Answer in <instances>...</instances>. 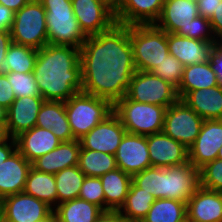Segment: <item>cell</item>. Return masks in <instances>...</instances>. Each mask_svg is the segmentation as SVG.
<instances>
[{
    "label": "cell",
    "instance_id": "6da1fadb",
    "mask_svg": "<svg viewBox=\"0 0 222 222\" xmlns=\"http://www.w3.org/2000/svg\"><path fill=\"white\" fill-rule=\"evenodd\" d=\"M80 63L83 92L113 105L126 96L136 72L129 26L116 23L108 31L87 36Z\"/></svg>",
    "mask_w": 222,
    "mask_h": 222
},
{
    "label": "cell",
    "instance_id": "7a4b0ae2",
    "mask_svg": "<svg viewBox=\"0 0 222 222\" xmlns=\"http://www.w3.org/2000/svg\"><path fill=\"white\" fill-rule=\"evenodd\" d=\"M33 74L44 100L67 101L82 91L80 49L45 45L38 50Z\"/></svg>",
    "mask_w": 222,
    "mask_h": 222
},
{
    "label": "cell",
    "instance_id": "3957f363",
    "mask_svg": "<svg viewBox=\"0 0 222 222\" xmlns=\"http://www.w3.org/2000/svg\"><path fill=\"white\" fill-rule=\"evenodd\" d=\"M46 11L48 44L80 49L87 36L73 12L71 0H39Z\"/></svg>",
    "mask_w": 222,
    "mask_h": 222
},
{
    "label": "cell",
    "instance_id": "277c9868",
    "mask_svg": "<svg viewBox=\"0 0 222 222\" xmlns=\"http://www.w3.org/2000/svg\"><path fill=\"white\" fill-rule=\"evenodd\" d=\"M74 139L79 140L113 113V104L106 99L80 91L64 102Z\"/></svg>",
    "mask_w": 222,
    "mask_h": 222
},
{
    "label": "cell",
    "instance_id": "5b68a950",
    "mask_svg": "<svg viewBox=\"0 0 222 222\" xmlns=\"http://www.w3.org/2000/svg\"><path fill=\"white\" fill-rule=\"evenodd\" d=\"M136 71L151 72L170 53L167 32L155 24L129 26Z\"/></svg>",
    "mask_w": 222,
    "mask_h": 222
},
{
    "label": "cell",
    "instance_id": "8992f818",
    "mask_svg": "<svg viewBox=\"0 0 222 222\" xmlns=\"http://www.w3.org/2000/svg\"><path fill=\"white\" fill-rule=\"evenodd\" d=\"M166 107L135 102L124 96L113 105L127 133L149 136L163 130Z\"/></svg>",
    "mask_w": 222,
    "mask_h": 222
},
{
    "label": "cell",
    "instance_id": "52a82bcc",
    "mask_svg": "<svg viewBox=\"0 0 222 222\" xmlns=\"http://www.w3.org/2000/svg\"><path fill=\"white\" fill-rule=\"evenodd\" d=\"M46 11L39 0H30L14 13L10 29L12 42L41 49L48 44Z\"/></svg>",
    "mask_w": 222,
    "mask_h": 222
},
{
    "label": "cell",
    "instance_id": "ba28073f",
    "mask_svg": "<svg viewBox=\"0 0 222 222\" xmlns=\"http://www.w3.org/2000/svg\"><path fill=\"white\" fill-rule=\"evenodd\" d=\"M126 96L135 102L169 107L178 99L177 88L152 72L136 71Z\"/></svg>",
    "mask_w": 222,
    "mask_h": 222
},
{
    "label": "cell",
    "instance_id": "9c48e42d",
    "mask_svg": "<svg viewBox=\"0 0 222 222\" xmlns=\"http://www.w3.org/2000/svg\"><path fill=\"white\" fill-rule=\"evenodd\" d=\"M204 119L178 99L166 109L163 132L189 148L200 133Z\"/></svg>",
    "mask_w": 222,
    "mask_h": 222
},
{
    "label": "cell",
    "instance_id": "30bf717a",
    "mask_svg": "<svg viewBox=\"0 0 222 222\" xmlns=\"http://www.w3.org/2000/svg\"><path fill=\"white\" fill-rule=\"evenodd\" d=\"M73 12L86 36L111 29L117 22L112 0H71Z\"/></svg>",
    "mask_w": 222,
    "mask_h": 222
},
{
    "label": "cell",
    "instance_id": "8fae6325",
    "mask_svg": "<svg viewBox=\"0 0 222 222\" xmlns=\"http://www.w3.org/2000/svg\"><path fill=\"white\" fill-rule=\"evenodd\" d=\"M2 222H40L53 214V209L42 200L24 192L0 200Z\"/></svg>",
    "mask_w": 222,
    "mask_h": 222
},
{
    "label": "cell",
    "instance_id": "7c38bea8",
    "mask_svg": "<svg viewBox=\"0 0 222 222\" xmlns=\"http://www.w3.org/2000/svg\"><path fill=\"white\" fill-rule=\"evenodd\" d=\"M200 187V172L189 161L162 168V199H175L187 204Z\"/></svg>",
    "mask_w": 222,
    "mask_h": 222
},
{
    "label": "cell",
    "instance_id": "4fadbf2b",
    "mask_svg": "<svg viewBox=\"0 0 222 222\" xmlns=\"http://www.w3.org/2000/svg\"><path fill=\"white\" fill-rule=\"evenodd\" d=\"M125 133L126 129L119 117L113 112L79 139V142L81 149L115 155Z\"/></svg>",
    "mask_w": 222,
    "mask_h": 222
},
{
    "label": "cell",
    "instance_id": "5bb4252c",
    "mask_svg": "<svg viewBox=\"0 0 222 222\" xmlns=\"http://www.w3.org/2000/svg\"><path fill=\"white\" fill-rule=\"evenodd\" d=\"M222 145V119L204 120L194 143L188 148V161L200 169L217 159Z\"/></svg>",
    "mask_w": 222,
    "mask_h": 222
},
{
    "label": "cell",
    "instance_id": "9a60e30c",
    "mask_svg": "<svg viewBox=\"0 0 222 222\" xmlns=\"http://www.w3.org/2000/svg\"><path fill=\"white\" fill-rule=\"evenodd\" d=\"M117 168L133 176L151 167L146 136L125 133L115 154Z\"/></svg>",
    "mask_w": 222,
    "mask_h": 222
},
{
    "label": "cell",
    "instance_id": "2e32d148",
    "mask_svg": "<svg viewBox=\"0 0 222 222\" xmlns=\"http://www.w3.org/2000/svg\"><path fill=\"white\" fill-rule=\"evenodd\" d=\"M165 0H116L115 19L121 25L155 24Z\"/></svg>",
    "mask_w": 222,
    "mask_h": 222
},
{
    "label": "cell",
    "instance_id": "e0dca14e",
    "mask_svg": "<svg viewBox=\"0 0 222 222\" xmlns=\"http://www.w3.org/2000/svg\"><path fill=\"white\" fill-rule=\"evenodd\" d=\"M199 16L195 0H165L162 13L155 25L167 33L187 37V27Z\"/></svg>",
    "mask_w": 222,
    "mask_h": 222
},
{
    "label": "cell",
    "instance_id": "ac0fdd59",
    "mask_svg": "<svg viewBox=\"0 0 222 222\" xmlns=\"http://www.w3.org/2000/svg\"><path fill=\"white\" fill-rule=\"evenodd\" d=\"M150 162L153 167H171L188 162V148L163 131L146 136Z\"/></svg>",
    "mask_w": 222,
    "mask_h": 222
},
{
    "label": "cell",
    "instance_id": "d6986e66",
    "mask_svg": "<svg viewBox=\"0 0 222 222\" xmlns=\"http://www.w3.org/2000/svg\"><path fill=\"white\" fill-rule=\"evenodd\" d=\"M44 101L42 96L20 97L13 101L7 109L6 121V131L10 138H16L36 125Z\"/></svg>",
    "mask_w": 222,
    "mask_h": 222
},
{
    "label": "cell",
    "instance_id": "ffe728a7",
    "mask_svg": "<svg viewBox=\"0 0 222 222\" xmlns=\"http://www.w3.org/2000/svg\"><path fill=\"white\" fill-rule=\"evenodd\" d=\"M167 43L170 55L184 66L209 62L217 45L216 41H201L175 33H167Z\"/></svg>",
    "mask_w": 222,
    "mask_h": 222
},
{
    "label": "cell",
    "instance_id": "44dd1931",
    "mask_svg": "<svg viewBox=\"0 0 222 222\" xmlns=\"http://www.w3.org/2000/svg\"><path fill=\"white\" fill-rule=\"evenodd\" d=\"M186 214L192 222H222V192L200 186L188 199Z\"/></svg>",
    "mask_w": 222,
    "mask_h": 222
},
{
    "label": "cell",
    "instance_id": "7402d4cb",
    "mask_svg": "<svg viewBox=\"0 0 222 222\" xmlns=\"http://www.w3.org/2000/svg\"><path fill=\"white\" fill-rule=\"evenodd\" d=\"M31 167L17 149L0 165V200L23 192Z\"/></svg>",
    "mask_w": 222,
    "mask_h": 222
},
{
    "label": "cell",
    "instance_id": "603a6c76",
    "mask_svg": "<svg viewBox=\"0 0 222 222\" xmlns=\"http://www.w3.org/2000/svg\"><path fill=\"white\" fill-rule=\"evenodd\" d=\"M17 150L32 164L36 159L54 150L62 141L50 129L34 126L16 138Z\"/></svg>",
    "mask_w": 222,
    "mask_h": 222
},
{
    "label": "cell",
    "instance_id": "cb8c5ba5",
    "mask_svg": "<svg viewBox=\"0 0 222 222\" xmlns=\"http://www.w3.org/2000/svg\"><path fill=\"white\" fill-rule=\"evenodd\" d=\"M80 149L79 140L63 141L54 150L36 159L32 167L55 175L65 168L78 165Z\"/></svg>",
    "mask_w": 222,
    "mask_h": 222
},
{
    "label": "cell",
    "instance_id": "d4e9b609",
    "mask_svg": "<svg viewBox=\"0 0 222 222\" xmlns=\"http://www.w3.org/2000/svg\"><path fill=\"white\" fill-rule=\"evenodd\" d=\"M204 120L222 119V85L189 91L182 99Z\"/></svg>",
    "mask_w": 222,
    "mask_h": 222
},
{
    "label": "cell",
    "instance_id": "484cf974",
    "mask_svg": "<svg viewBox=\"0 0 222 222\" xmlns=\"http://www.w3.org/2000/svg\"><path fill=\"white\" fill-rule=\"evenodd\" d=\"M35 126L50 129L62 142L75 140L66 115L64 101L45 100L39 110Z\"/></svg>",
    "mask_w": 222,
    "mask_h": 222
},
{
    "label": "cell",
    "instance_id": "4316f807",
    "mask_svg": "<svg viewBox=\"0 0 222 222\" xmlns=\"http://www.w3.org/2000/svg\"><path fill=\"white\" fill-rule=\"evenodd\" d=\"M219 85L217 72L211 61L184 66L182 81L177 88L179 99L189 91Z\"/></svg>",
    "mask_w": 222,
    "mask_h": 222
},
{
    "label": "cell",
    "instance_id": "83f0119b",
    "mask_svg": "<svg viewBox=\"0 0 222 222\" xmlns=\"http://www.w3.org/2000/svg\"><path fill=\"white\" fill-rule=\"evenodd\" d=\"M105 195V211H119L128 195L132 176L116 168L100 176Z\"/></svg>",
    "mask_w": 222,
    "mask_h": 222
},
{
    "label": "cell",
    "instance_id": "f1b7e54d",
    "mask_svg": "<svg viewBox=\"0 0 222 222\" xmlns=\"http://www.w3.org/2000/svg\"><path fill=\"white\" fill-rule=\"evenodd\" d=\"M104 211L86 200L75 198L53 209L56 222H94Z\"/></svg>",
    "mask_w": 222,
    "mask_h": 222
},
{
    "label": "cell",
    "instance_id": "f546056e",
    "mask_svg": "<svg viewBox=\"0 0 222 222\" xmlns=\"http://www.w3.org/2000/svg\"><path fill=\"white\" fill-rule=\"evenodd\" d=\"M23 192L42 200L52 209L57 206V189L53 174L40 172L31 167Z\"/></svg>",
    "mask_w": 222,
    "mask_h": 222
},
{
    "label": "cell",
    "instance_id": "4dcf8cb0",
    "mask_svg": "<svg viewBox=\"0 0 222 222\" xmlns=\"http://www.w3.org/2000/svg\"><path fill=\"white\" fill-rule=\"evenodd\" d=\"M155 200L156 198L152 194L147 193L132 182L125 203L119 212L129 222H141Z\"/></svg>",
    "mask_w": 222,
    "mask_h": 222
},
{
    "label": "cell",
    "instance_id": "1f68e13d",
    "mask_svg": "<svg viewBox=\"0 0 222 222\" xmlns=\"http://www.w3.org/2000/svg\"><path fill=\"white\" fill-rule=\"evenodd\" d=\"M79 169L88 177H100L117 168L115 155L96 150L80 149Z\"/></svg>",
    "mask_w": 222,
    "mask_h": 222
},
{
    "label": "cell",
    "instance_id": "d6a6232c",
    "mask_svg": "<svg viewBox=\"0 0 222 222\" xmlns=\"http://www.w3.org/2000/svg\"><path fill=\"white\" fill-rule=\"evenodd\" d=\"M54 176L58 204L79 197L82 183L86 175L79 169L78 165L65 168Z\"/></svg>",
    "mask_w": 222,
    "mask_h": 222
},
{
    "label": "cell",
    "instance_id": "836d02e7",
    "mask_svg": "<svg viewBox=\"0 0 222 222\" xmlns=\"http://www.w3.org/2000/svg\"><path fill=\"white\" fill-rule=\"evenodd\" d=\"M186 217V203L165 198L156 199L141 222H181Z\"/></svg>",
    "mask_w": 222,
    "mask_h": 222
},
{
    "label": "cell",
    "instance_id": "e575fe53",
    "mask_svg": "<svg viewBox=\"0 0 222 222\" xmlns=\"http://www.w3.org/2000/svg\"><path fill=\"white\" fill-rule=\"evenodd\" d=\"M38 50L12 42L6 53L9 72L30 73L34 71Z\"/></svg>",
    "mask_w": 222,
    "mask_h": 222
},
{
    "label": "cell",
    "instance_id": "d590c367",
    "mask_svg": "<svg viewBox=\"0 0 222 222\" xmlns=\"http://www.w3.org/2000/svg\"><path fill=\"white\" fill-rule=\"evenodd\" d=\"M132 182L139 188L152 194L156 199H162V168L148 167L132 176Z\"/></svg>",
    "mask_w": 222,
    "mask_h": 222
},
{
    "label": "cell",
    "instance_id": "8d00e7d4",
    "mask_svg": "<svg viewBox=\"0 0 222 222\" xmlns=\"http://www.w3.org/2000/svg\"><path fill=\"white\" fill-rule=\"evenodd\" d=\"M6 75L16 98L41 96L33 72H9Z\"/></svg>",
    "mask_w": 222,
    "mask_h": 222
},
{
    "label": "cell",
    "instance_id": "74e56055",
    "mask_svg": "<svg viewBox=\"0 0 222 222\" xmlns=\"http://www.w3.org/2000/svg\"><path fill=\"white\" fill-rule=\"evenodd\" d=\"M184 65L176 57L168 55L151 72L162 80L170 82L176 88L179 87L183 77Z\"/></svg>",
    "mask_w": 222,
    "mask_h": 222
},
{
    "label": "cell",
    "instance_id": "f35d334b",
    "mask_svg": "<svg viewBox=\"0 0 222 222\" xmlns=\"http://www.w3.org/2000/svg\"><path fill=\"white\" fill-rule=\"evenodd\" d=\"M200 186L222 192V160L215 159L199 169Z\"/></svg>",
    "mask_w": 222,
    "mask_h": 222
},
{
    "label": "cell",
    "instance_id": "ab89813d",
    "mask_svg": "<svg viewBox=\"0 0 222 222\" xmlns=\"http://www.w3.org/2000/svg\"><path fill=\"white\" fill-rule=\"evenodd\" d=\"M78 198L95 204L105 211V195L100 177L86 176Z\"/></svg>",
    "mask_w": 222,
    "mask_h": 222
},
{
    "label": "cell",
    "instance_id": "60d3db41",
    "mask_svg": "<svg viewBox=\"0 0 222 222\" xmlns=\"http://www.w3.org/2000/svg\"><path fill=\"white\" fill-rule=\"evenodd\" d=\"M210 20L203 16L193 19L187 27V37L201 41H216Z\"/></svg>",
    "mask_w": 222,
    "mask_h": 222
},
{
    "label": "cell",
    "instance_id": "b9f144b4",
    "mask_svg": "<svg viewBox=\"0 0 222 222\" xmlns=\"http://www.w3.org/2000/svg\"><path fill=\"white\" fill-rule=\"evenodd\" d=\"M12 43L10 30H0V74L9 73V64L6 61V53Z\"/></svg>",
    "mask_w": 222,
    "mask_h": 222
},
{
    "label": "cell",
    "instance_id": "7bdbcfd3",
    "mask_svg": "<svg viewBox=\"0 0 222 222\" xmlns=\"http://www.w3.org/2000/svg\"><path fill=\"white\" fill-rule=\"evenodd\" d=\"M16 99L6 74H0V105L8 109Z\"/></svg>",
    "mask_w": 222,
    "mask_h": 222
},
{
    "label": "cell",
    "instance_id": "ee69618b",
    "mask_svg": "<svg viewBox=\"0 0 222 222\" xmlns=\"http://www.w3.org/2000/svg\"><path fill=\"white\" fill-rule=\"evenodd\" d=\"M209 20L213 35L214 37L216 36L215 39L217 45H222V2H219L217 10L213 13V16Z\"/></svg>",
    "mask_w": 222,
    "mask_h": 222
},
{
    "label": "cell",
    "instance_id": "f6af8a7d",
    "mask_svg": "<svg viewBox=\"0 0 222 222\" xmlns=\"http://www.w3.org/2000/svg\"><path fill=\"white\" fill-rule=\"evenodd\" d=\"M219 2L222 0H198V12L199 16L210 19L213 16V13L217 10Z\"/></svg>",
    "mask_w": 222,
    "mask_h": 222
},
{
    "label": "cell",
    "instance_id": "bcb514c9",
    "mask_svg": "<svg viewBox=\"0 0 222 222\" xmlns=\"http://www.w3.org/2000/svg\"><path fill=\"white\" fill-rule=\"evenodd\" d=\"M11 139V140H10ZM9 141V143H8ZM17 149L15 138L8 137L0 142V165Z\"/></svg>",
    "mask_w": 222,
    "mask_h": 222
},
{
    "label": "cell",
    "instance_id": "7dc6e473",
    "mask_svg": "<svg viewBox=\"0 0 222 222\" xmlns=\"http://www.w3.org/2000/svg\"><path fill=\"white\" fill-rule=\"evenodd\" d=\"M210 61L217 72L219 84L222 85V45H216Z\"/></svg>",
    "mask_w": 222,
    "mask_h": 222
},
{
    "label": "cell",
    "instance_id": "c3c4849f",
    "mask_svg": "<svg viewBox=\"0 0 222 222\" xmlns=\"http://www.w3.org/2000/svg\"><path fill=\"white\" fill-rule=\"evenodd\" d=\"M13 19L14 12L0 5V30H10L12 28Z\"/></svg>",
    "mask_w": 222,
    "mask_h": 222
},
{
    "label": "cell",
    "instance_id": "681fc988",
    "mask_svg": "<svg viewBox=\"0 0 222 222\" xmlns=\"http://www.w3.org/2000/svg\"><path fill=\"white\" fill-rule=\"evenodd\" d=\"M94 222H129L119 211H104Z\"/></svg>",
    "mask_w": 222,
    "mask_h": 222
},
{
    "label": "cell",
    "instance_id": "f907efd6",
    "mask_svg": "<svg viewBox=\"0 0 222 222\" xmlns=\"http://www.w3.org/2000/svg\"><path fill=\"white\" fill-rule=\"evenodd\" d=\"M30 0H0V5L7 7L14 13L25 6Z\"/></svg>",
    "mask_w": 222,
    "mask_h": 222
},
{
    "label": "cell",
    "instance_id": "816d5d0a",
    "mask_svg": "<svg viewBox=\"0 0 222 222\" xmlns=\"http://www.w3.org/2000/svg\"><path fill=\"white\" fill-rule=\"evenodd\" d=\"M9 136L6 131V121H0V142L7 139Z\"/></svg>",
    "mask_w": 222,
    "mask_h": 222
},
{
    "label": "cell",
    "instance_id": "f5cc1de1",
    "mask_svg": "<svg viewBox=\"0 0 222 222\" xmlns=\"http://www.w3.org/2000/svg\"><path fill=\"white\" fill-rule=\"evenodd\" d=\"M0 121H7V109L0 105Z\"/></svg>",
    "mask_w": 222,
    "mask_h": 222
},
{
    "label": "cell",
    "instance_id": "db71d44e",
    "mask_svg": "<svg viewBox=\"0 0 222 222\" xmlns=\"http://www.w3.org/2000/svg\"><path fill=\"white\" fill-rule=\"evenodd\" d=\"M40 222H56L54 214H52L48 219Z\"/></svg>",
    "mask_w": 222,
    "mask_h": 222
},
{
    "label": "cell",
    "instance_id": "11a10c76",
    "mask_svg": "<svg viewBox=\"0 0 222 222\" xmlns=\"http://www.w3.org/2000/svg\"><path fill=\"white\" fill-rule=\"evenodd\" d=\"M217 158L222 160V145L218 151Z\"/></svg>",
    "mask_w": 222,
    "mask_h": 222
},
{
    "label": "cell",
    "instance_id": "9f6ffc18",
    "mask_svg": "<svg viewBox=\"0 0 222 222\" xmlns=\"http://www.w3.org/2000/svg\"><path fill=\"white\" fill-rule=\"evenodd\" d=\"M181 222H192V221L188 217H186Z\"/></svg>",
    "mask_w": 222,
    "mask_h": 222
},
{
    "label": "cell",
    "instance_id": "6f0895ef",
    "mask_svg": "<svg viewBox=\"0 0 222 222\" xmlns=\"http://www.w3.org/2000/svg\"><path fill=\"white\" fill-rule=\"evenodd\" d=\"M0 222H2V213H1V209H0Z\"/></svg>",
    "mask_w": 222,
    "mask_h": 222
}]
</instances>
